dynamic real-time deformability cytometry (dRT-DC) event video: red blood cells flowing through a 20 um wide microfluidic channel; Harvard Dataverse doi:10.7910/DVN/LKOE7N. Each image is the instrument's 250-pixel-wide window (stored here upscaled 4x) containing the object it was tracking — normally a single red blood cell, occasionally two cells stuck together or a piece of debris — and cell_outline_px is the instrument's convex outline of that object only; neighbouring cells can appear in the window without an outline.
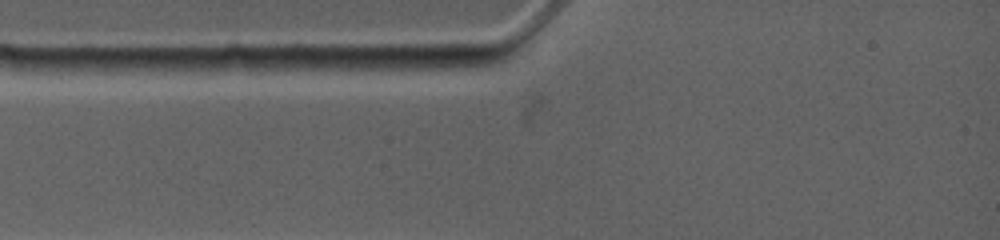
{"species": "common noctule bat (a hibernating species)", "species_latin": "Nyctalus noctula", "temperature_condition": "warm", "stored_images_in_passage": 3, "camera_frame_rate_fps": 4500, "um_per_image_px": 0.085, "animal": {"sex": "female", "body_mass_g": 19.0, "forearm_length_mm": 53.3}, "frame": {"image": 1, "passage_image": 1, "time_ms": 0.0, "image_size_px": [1000, 240], "cell_outline_px": [[252, 68], [240, 72], [156, 76], [148, 68], [148, 60], [232, 56], [248, 56]], "centroid_in_image_um": [16.95, 5.58], "position_along_channel_um": 68.1, "area_um2": 11.68}}